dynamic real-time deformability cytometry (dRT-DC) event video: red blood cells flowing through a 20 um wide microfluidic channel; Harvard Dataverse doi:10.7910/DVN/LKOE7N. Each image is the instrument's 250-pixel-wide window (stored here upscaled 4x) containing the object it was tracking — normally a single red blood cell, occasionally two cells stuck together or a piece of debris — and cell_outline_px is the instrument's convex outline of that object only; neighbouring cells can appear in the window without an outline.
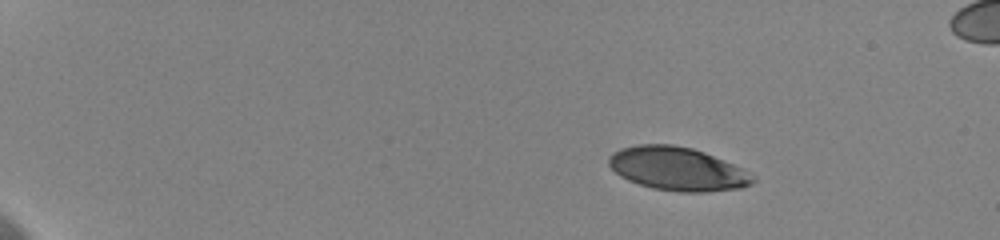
{"species": "human", "species_latin": "Homo sapiens", "temperature_condition": "cold", "stored_images_in_passage": 23, "camera_frame_rate_fps": 3000, "um_per_image_px": 0.085, "donor": {"sex": "female"}, "frame": {"image": 1, "passage_image": 1, "time_ms": 0.0, "image_size_px": [1000, 240], "cell_outline_px": [[756, 180], [752, 184], [740, 188], [704, 192], [680, 192], [652, 188], [628, 180], [620, 176], [608, 164], [608, 156], [612, 152], [620, 148], [640, 144], [672, 144], [692, 148], [704, 152], [732, 164], [756, 176]], "centroid_in_image_um": [57.57, 14.35], "position_along_channel_um": 27.4, "area_um2": 36.41}}